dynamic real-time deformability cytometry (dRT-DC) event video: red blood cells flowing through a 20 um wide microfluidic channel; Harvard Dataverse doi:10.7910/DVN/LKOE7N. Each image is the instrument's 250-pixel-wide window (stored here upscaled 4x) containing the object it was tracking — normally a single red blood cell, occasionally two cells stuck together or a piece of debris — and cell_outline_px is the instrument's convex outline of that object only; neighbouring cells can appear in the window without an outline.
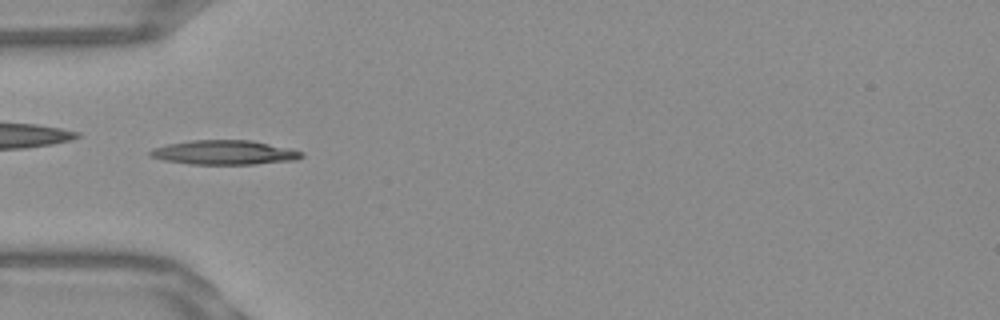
{"species": "Egyptian fruit bat (a non-hibernating species)", "species_latin": "Rousettus aegyptiacus", "temperature_condition": "warm", "stored_images_in_passage": 52, "camera_frame_rate_fps": 3000, "um_per_image_px": 0.085, "frame": {"image": 1, "passage_image": 16, "time_ms": 5.0, "image_size_px": [1000, 320], "cell_outline_px": [[304, 156], [296, 160], [252, 164], [188, 164], [164, 160], [148, 156], [148, 152], [152, 148], [168, 144], [192, 140], [252, 140], [292, 148], [304, 152]], "centroid_in_image_um": [19.09, 12.96], "position_along_channel_um": 65.9, "area_um2": 21.68}}
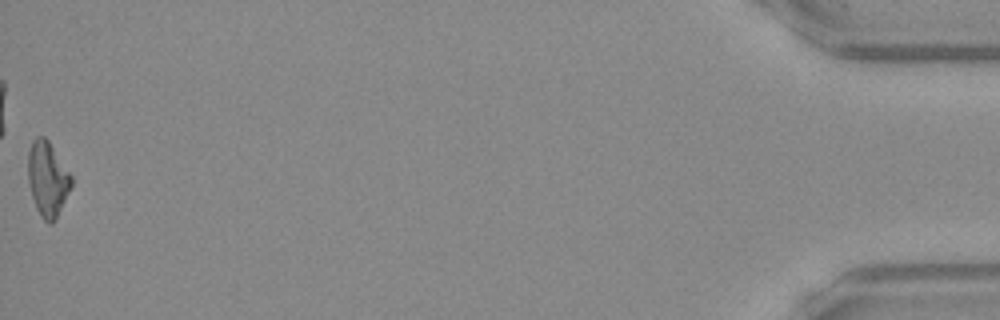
{"frame": {"image": 2, "passage_image": 52, "time_ms": 17.0, "image_size_px": [1000, 320], "cell_outline_px": [[72, 184], [52, 224], [48, 224], [40, 216], [36, 208], [32, 196], [28, 180], [28, 152], [32, 140], [36, 136], [44, 136], [48, 140], [72, 176]], "centroid_in_image_um": [4.02, 15.18], "position_along_channel_um": 431.2, "area_um2": 18.61}}